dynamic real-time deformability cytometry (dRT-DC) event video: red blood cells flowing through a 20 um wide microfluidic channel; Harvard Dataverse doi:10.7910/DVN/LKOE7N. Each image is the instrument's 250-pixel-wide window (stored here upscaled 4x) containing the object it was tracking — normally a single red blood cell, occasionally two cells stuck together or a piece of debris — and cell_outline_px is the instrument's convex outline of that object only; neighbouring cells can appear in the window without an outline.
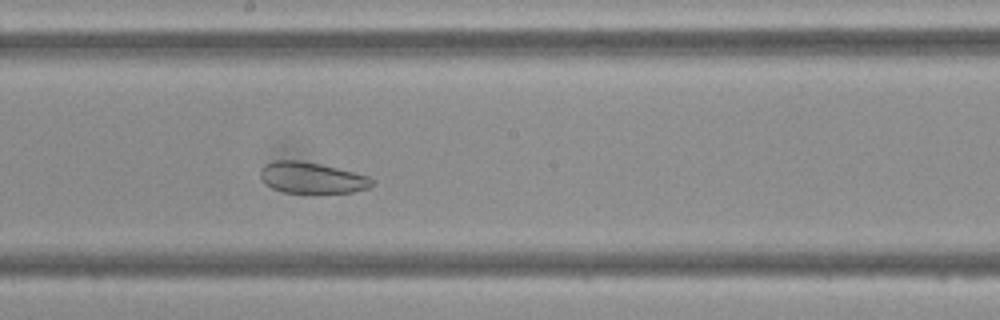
{"species": "Egyptian fruit bat (a non-hibernating species)", "species_latin": "Rousettus aegyptiacus", "temperature_condition": "cold", "stored_images_in_passage": 44, "camera_frame_rate_fps": 3000, "um_per_image_px": 0.085, "frame": {"image": 1, "passage_image": 22, "time_ms": 7.0, "image_size_px": [1000, 320], "cell_outline_px": [[376, 180], [368, 188], [352, 192], [284, 192], [272, 188], [264, 184], [260, 176], [260, 168], [264, 164], [272, 160], [300, 160], [320, 164], [368, 176]], "centroid_in_image_um": [26.45, 15.1], "position_along_channel_um": 221.7, "area_um2": 20.17}}
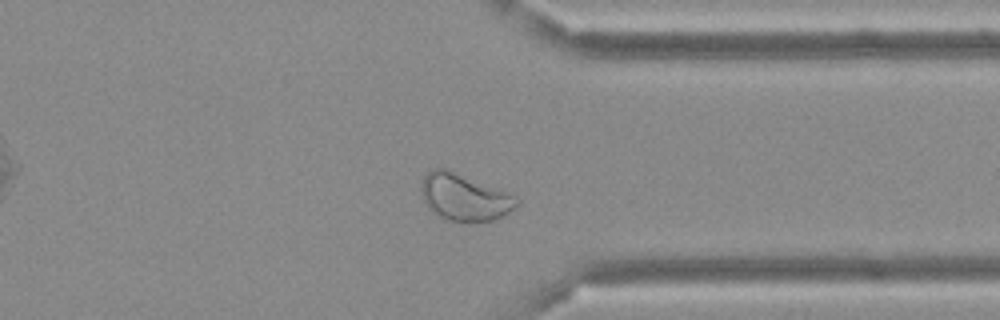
{"frame": {"image": 2, "passage_image": 33, "time_ms": 10.667, "image_size_px": [1000, 320], "cell_outline_px": [[520, 204], [516, 208], [492, 220], [444, 220], [432, 212], [428, 208], [424, 200], [420, 188], [420, 184], [424, 176], [432, 168], [444, 168], [508, 192], [516, 196], [520, 200]], "centroid_in_image_um": [39.46, 16.75], "position_along_channel_um": 371.9, "area_um2": 25.78}}
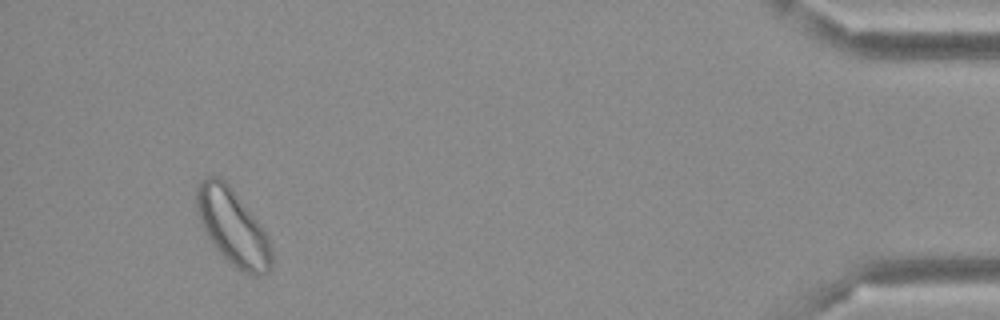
{"frame": {"image": 3, "passage_image": 41, "time_ms": 13.333, "image_size_px": [1000, 320], "cell_outline_px": [[272, 264], [268, 272], [260, 276], [252, 276], [236, 268], [216, 248], [204, 232], [196, 212], [196, 184], [200, 180], [208, 176], [220, 176], [228, 184], [264, 228], [268, 236], [272, 252]], "centroid_in_image_um": [19.77, 19.29], "position_along_channel_um": 415.4, "area_um2": 33.35}}